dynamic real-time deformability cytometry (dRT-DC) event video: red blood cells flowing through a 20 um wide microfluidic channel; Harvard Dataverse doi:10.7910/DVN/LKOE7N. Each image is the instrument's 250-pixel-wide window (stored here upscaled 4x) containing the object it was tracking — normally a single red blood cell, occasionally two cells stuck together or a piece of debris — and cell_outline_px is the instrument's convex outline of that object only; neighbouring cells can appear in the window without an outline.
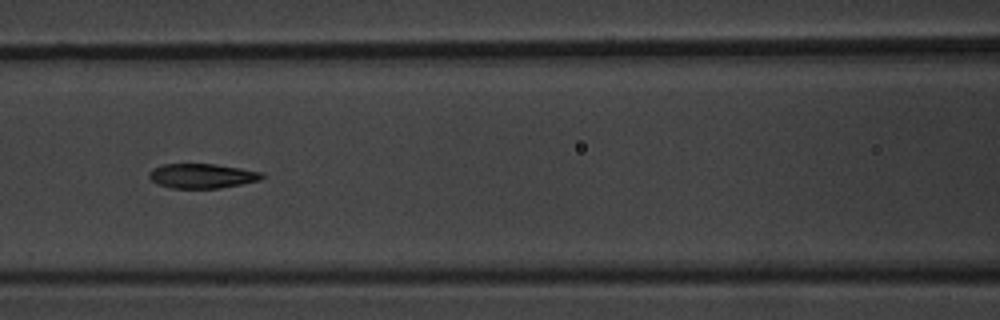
{"species": "common noctule bat (a hibernating species)", "species_latin": "Nyctalus noctula", "temperature_condition": "warm", "stored_images_in_passage": 8, "camera_frame_rate_fps": 3000, "um_per_image_px": 0.085, "animal": {"sex": "male", "body_mass_g": 20.1, "forearm_length_mm": 53.5}, "frame": {"image": 1, "passage_image": 8, "time_ms": 8.333, "image_size_px": [1000, 320], "cell_outline_px": [[264, 176], [260, 180], [220, 188], [172, 188], [160, 184], [152, 180], [148, 176], [148, 172], [152, 168], [164, 164], [216, 164], [264, 172]], "centroid_in_image_um": [17.18, 14.94], "position_along_channel_um": 149.4, "area_um2": 16.13}}